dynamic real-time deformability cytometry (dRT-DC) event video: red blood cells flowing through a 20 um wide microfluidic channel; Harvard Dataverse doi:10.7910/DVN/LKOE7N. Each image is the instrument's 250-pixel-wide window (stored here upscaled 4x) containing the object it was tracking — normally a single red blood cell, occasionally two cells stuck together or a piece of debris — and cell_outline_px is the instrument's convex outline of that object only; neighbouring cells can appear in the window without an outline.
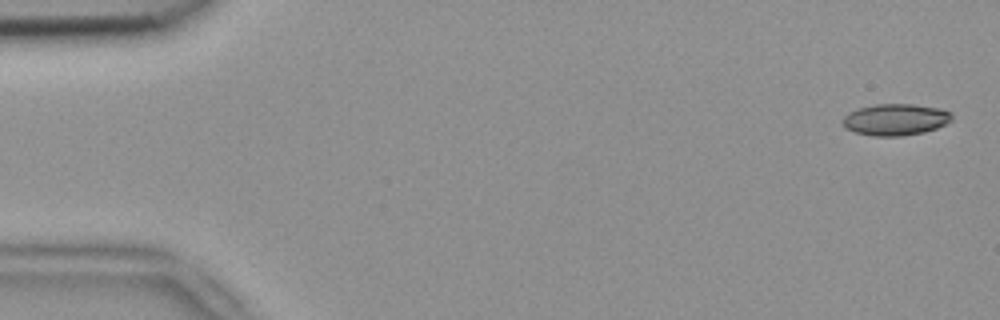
{"species": "common noctule bat (a hibernating species)", "species_latin": "Nyctalus noctula", "temperature_condition": "room temperature", "stored_images_in_passage": 4, "camera_frame_rate_fps": 3000, "um_per_image_px": 0.085, "animal": {"sex": "female", "body_mass_g": 18.4}, "frame": {"image": 1, "passage_image": 1, "time_ms": 0.0, "image_size_px": [1000, 320], "cell_outline_px": [[952, 120], [936, 128], [924, 132], [900, 136], [876, 136], [856, 132], [844, 128], [840, 120], [848, 112], [860, 108], [876, 104], [912, 104], [940, 108], [952, 112]], "centroid_in_image_um": [76.1, 10.16], "position_along_channel_um": 8.9, "area_um2": 20.11}}
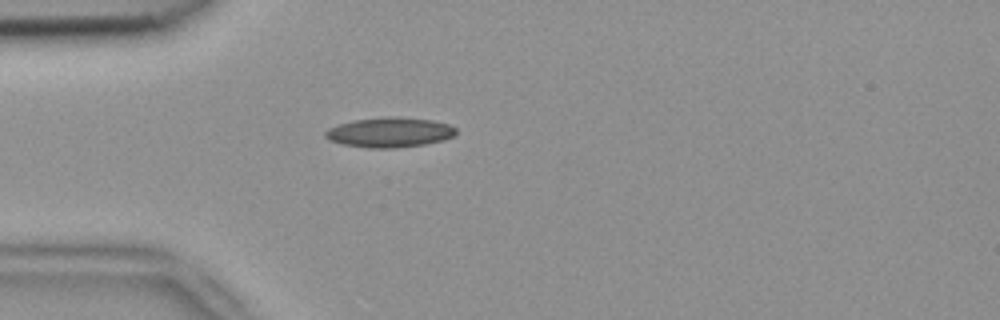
{"frame": {"image": 2, "passage_image": 4, "time_ms": 1.0, "image_size_px": [1000, 320], "cell_outline_px": [[456, 132], [452, 136], [444, 140], [424, 144], [392, 148], [368, 148], [344, 144], [328, 140], [324, 136], [324, 132], [328, 128], [352, 120], [388, 116], [400, 116], [432, 120], [448, 124], [456, 128]], "centroid_in_image_um": [33.1, 11.24], "position_along_channel_um": 51.9, "area_um2": 22.83}}